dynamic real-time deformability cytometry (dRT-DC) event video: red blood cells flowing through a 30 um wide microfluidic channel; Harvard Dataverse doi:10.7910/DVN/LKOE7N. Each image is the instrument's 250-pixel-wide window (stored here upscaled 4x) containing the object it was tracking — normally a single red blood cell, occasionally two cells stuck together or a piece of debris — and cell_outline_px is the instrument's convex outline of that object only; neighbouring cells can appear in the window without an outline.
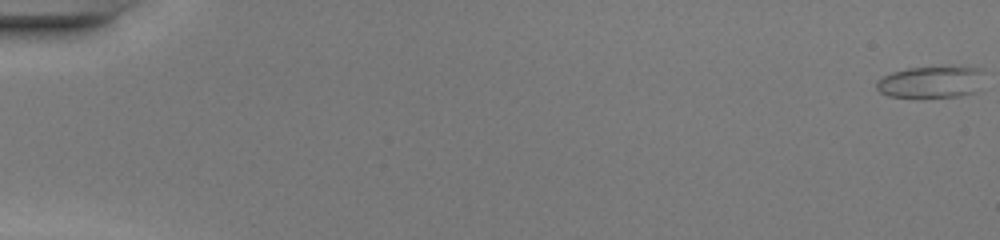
{"species": "common noctule bat (a hibernating species)", "species_latin": "Nyctalus noctula", "temperature_condition": "warm", "stored_images_in_passage": 50, "camera_frame_rate_fps": 3000, "um_per_image_px": 0.085, "animal": {"sex": "female", "body_mass_g": 20.0, "forearm_length_mm": 54.0}, "frame": {"image": 1, "passage_image": 1, "time_ms": 0.0, "image_size_px": [1000, 240], "cell_outline_px": [[984, 68], [972, 92], [960, 96], [888, 96], [880, 92], [876, 88], [876, 80], [892, 72], [908, 68], [952, 64]], "centroid_in_image_um": [79.09, 6.9], "position_along_channel_um": 5.9, "area_um2": 19.94}}
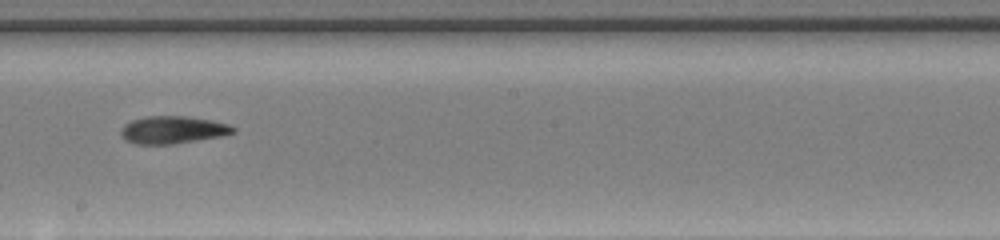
{"frame": {"image": 2, "passage_image": 30, "time_ms": 9.667, "image_size_px": [1000, 240], "cell_outline_px": [[236, 132], [220, 136], [176, 144], [136, 144], [124, 140], [120, 136], [120, 132], [124, 124], [132, 120], [144, 116], [188, 116], [212, 120], [228, 124], [236, 128]], "centroid_in_image_um": [14.66, 11.04], "position_along_channel_um": 233.5, "area_um2": 18.21}}
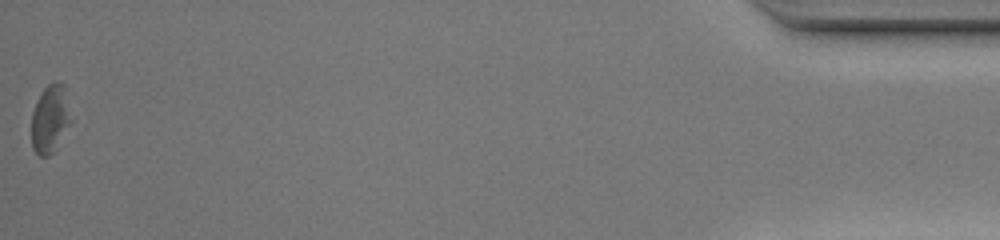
{"frame": {"image": 3, "passage_image": 50, "time_ms": 16.333, "image_size_px": [1000, 240], "cell_outline_px": [[72, 120], [56, 148], [48, 156], [40, 156], [32, 148], [32, 112], [36, 100], [44, 88], [48, 84], [56, 80], [64, 84], [68, 88]], "centroid_in_image_um": [4.3, 10.03], "position_along_channel_um": 430.9, "area_um2": 16.13}, "authors_computed_cell_mechanics": {"area_um2": 18.207, "velocity_mm_per_s": 4.2876, "shape_relaxation_time_tau1_ms": 6.6445, "shape_relaxation_time_tau2_ms": null, "deformation_change_tau1": 0.1934, "deformation_change_tau2": null}}